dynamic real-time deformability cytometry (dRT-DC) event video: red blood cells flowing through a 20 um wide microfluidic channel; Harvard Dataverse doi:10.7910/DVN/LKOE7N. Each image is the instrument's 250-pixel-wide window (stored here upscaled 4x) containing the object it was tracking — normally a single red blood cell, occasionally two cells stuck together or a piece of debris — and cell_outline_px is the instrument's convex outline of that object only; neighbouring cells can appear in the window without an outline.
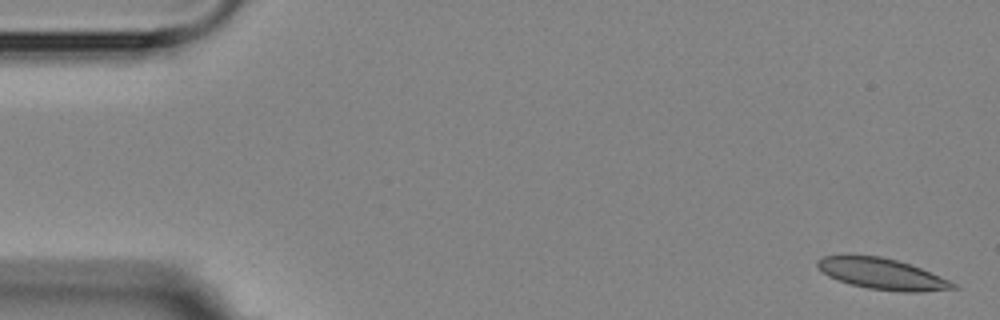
{"species": "Egyptian fruit bat (a non-hibernating species)", "species_latin": "Rousettus aegyptiacus", "temperature_condition": "room temperature", "stored_images_in_passage": 4, "camera_frame_rate_fps": 3000, "um_per_image_px": 0.085, "animal": {"sex": "female"}, "frame": {"image": 1, "passage_image": 1, "time_ms": 0.0, "image_size_px": [1000, 320], "cell_outline_px": [[960, 288], [920, 292], [904, 292], [868, 288], [852, 284], [828, 276], [816, 264], [816, 260], [824, 256], [880, 256], [896, 260], [920, 268], [948, 280], [956, 284]], "centroid_in_image_um": [75.01, 23.29], "position_along_channel_um": 10.0, "area_um2": 23.93}}